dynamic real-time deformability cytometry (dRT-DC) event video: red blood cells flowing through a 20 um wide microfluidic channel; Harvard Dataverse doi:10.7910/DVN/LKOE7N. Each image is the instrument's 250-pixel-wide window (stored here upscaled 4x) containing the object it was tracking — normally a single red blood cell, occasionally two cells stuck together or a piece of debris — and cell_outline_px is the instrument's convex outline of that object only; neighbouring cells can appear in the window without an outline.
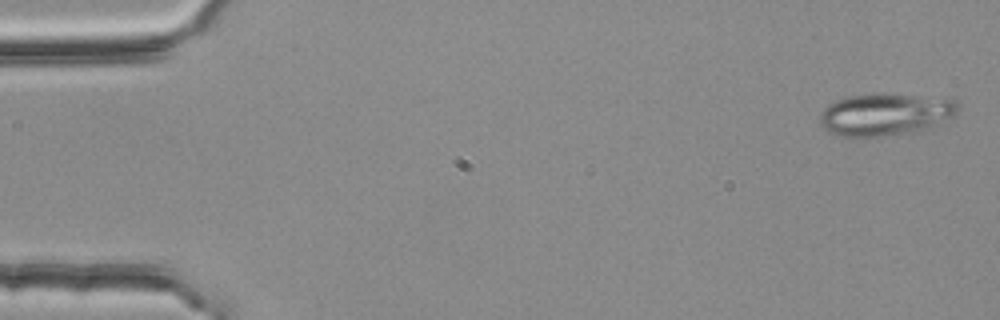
{"species": "common noctule bat (a hibernating species)", "species_latin": "Nyctalus noctula", "temperature_condition": "room temperature", "stored_images_in_passage": 3, "camera_frame_rate_fps": 3000, "um_per_image_px": 0.085, "animal": {"sex": "female", "body_mass_g": 25.1}, "frame": {"image": 1, "passage_image": 1, "time_ms": 0.0, "image_size_px": [1000, 320], "cell_outline_px": [[956, 112], [924, 128], [908, 132], [880, 136], [836, 136], [828, 132], [820, 124], [820, 112], [828, 104], [836, 100], [848, 96], [880, 92], [952, 96], [956, 100]], "centroid_in_image_um": [75.2, 9.65], "position_along_channel_um": 9.8, "area_um2": 34.16}}